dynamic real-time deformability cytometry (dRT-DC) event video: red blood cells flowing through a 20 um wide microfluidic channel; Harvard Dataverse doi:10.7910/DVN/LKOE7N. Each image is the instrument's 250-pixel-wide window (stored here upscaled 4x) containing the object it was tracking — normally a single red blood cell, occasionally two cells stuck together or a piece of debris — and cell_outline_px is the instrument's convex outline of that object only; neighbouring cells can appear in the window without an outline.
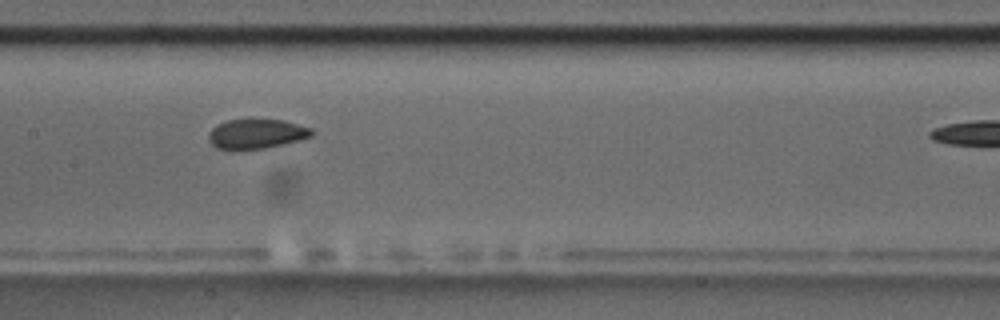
{"species": "common noctule bat (a hibernating species)", "species_latin": "Nyctalus noctula", "temperature_condition": "room temperature", "stored_images_in_passage": 7, "camera_frame_rate_fps": 3000, "um_per_image_px": 0.085, "animal": {"sex": "male", "body_mass_g": 17.5, "forearm_length_mm": 52.3}, "frame": {"image": 1, "passage_image": 6, "time_ms": 6.0, "image_size_px": [1000, 320], "cell_outline_px": [[312, 136], [300, 140], [284, 144], [264, 148], [216, 148], [208, 140], [208, 132], [216, 124], [228, 120], [248, 116], [284, 120], [312, 128]], "centroid_in_image_um": [21.79, 11.31], "position_along_channel_um": 185.6, "area_um2": 18.32}}